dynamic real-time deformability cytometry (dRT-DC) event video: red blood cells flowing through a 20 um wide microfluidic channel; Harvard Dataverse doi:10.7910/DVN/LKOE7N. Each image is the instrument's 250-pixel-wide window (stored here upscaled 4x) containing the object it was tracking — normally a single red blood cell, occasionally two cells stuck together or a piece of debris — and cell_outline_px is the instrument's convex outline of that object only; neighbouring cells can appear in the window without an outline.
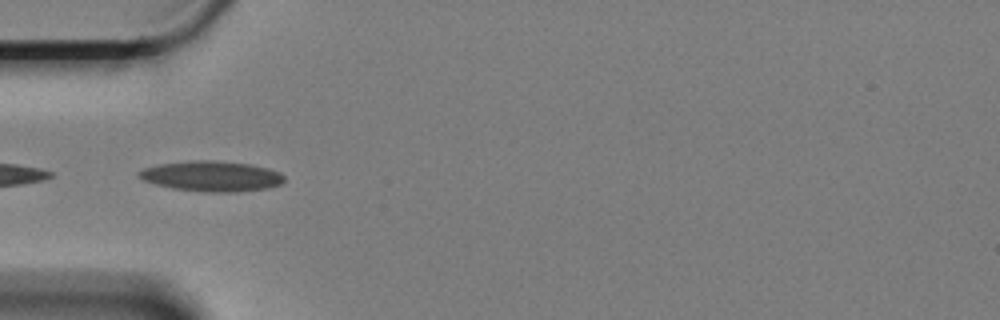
{"species": "Egyptian fruit bat (a non-hibernating species)", "species_latin": "Rousettus aegyptiacus", "temperature_condition": "cold", "stored_images_in_passage": 10, "camera_frame_rate_fps": 3000, "um_per_image_px": 0.085, "animal": {"sex": "female"}, "frame": {"image": 1, "passage_image": 1, "time_ms": 0.0, "image_size_px": [1000, 320], "cell_outline_px": [[284, 180], [280, 184], [268, 188], [232, 192], [208, 192], [172, 188], [156, 184], [144, 180], [136, 172], [144, 168], [160, 164], [192, 160], [212, 160], [252, 164], [268, 168], [280, 172], [284, 176]], "centroid_in_image_um": [18.01, 14.97], "position_along_channel_um": 67.0, "area_um2": 25.61}}
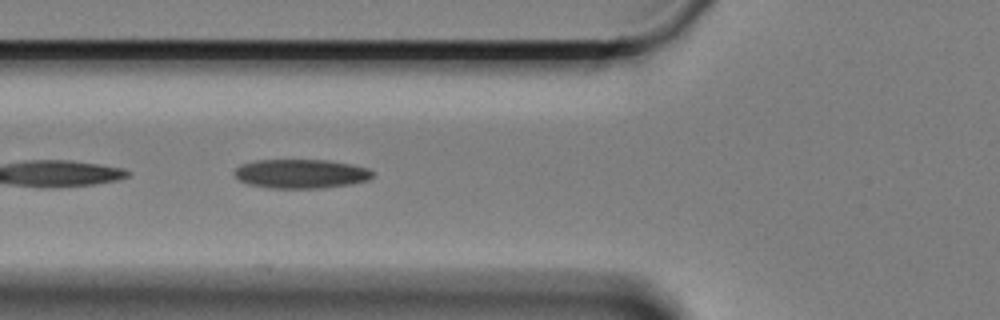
{"frame": {"image": 2, "passage_image": 4, "time_ms": 1.0, "image_size_px": [1000, 320], "cell_outline_px": [[372, 176], [368, 180], [348, 184], [320, 188], [272, 188], [248, 184], [240, 180], [236, 176], [236, 168], [240, 164], [256, 160], [328, 160], [368, 168], [372, 172]], "centroid_in_image_um": [25.56, 14.76], "position_along_channel_um": 100.2, "area_um2": 23.12}}
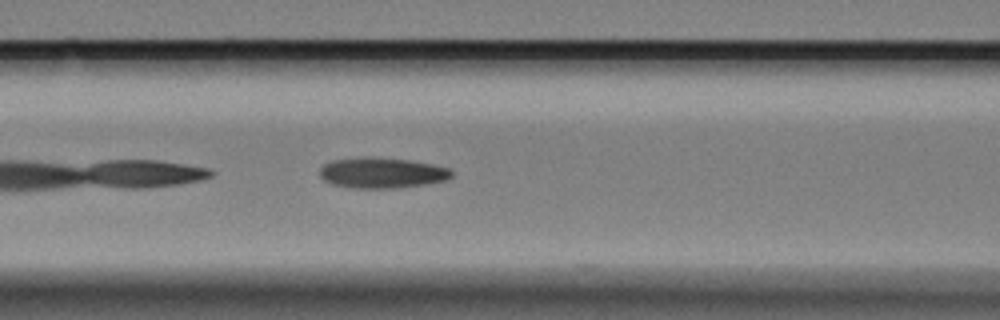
{"frame": {"image": 3, "passage_image": 7, "time_ms": 2.0, "image_size_px": [1000, 320], "cell_outline_px": [[452, 176], [444, 180], [424, 184], [400, 188], [348, 188], [332, 184], [324, 180], [320, 176], [320, 168], [324, 164], [332, 160], [408, 160], [432, 164], [448, 168], [452, 172]], "centroid_in_image_um": [32.47, 14.75], "position_along_channel_um": 134.1, "area_um2": 22.43}}